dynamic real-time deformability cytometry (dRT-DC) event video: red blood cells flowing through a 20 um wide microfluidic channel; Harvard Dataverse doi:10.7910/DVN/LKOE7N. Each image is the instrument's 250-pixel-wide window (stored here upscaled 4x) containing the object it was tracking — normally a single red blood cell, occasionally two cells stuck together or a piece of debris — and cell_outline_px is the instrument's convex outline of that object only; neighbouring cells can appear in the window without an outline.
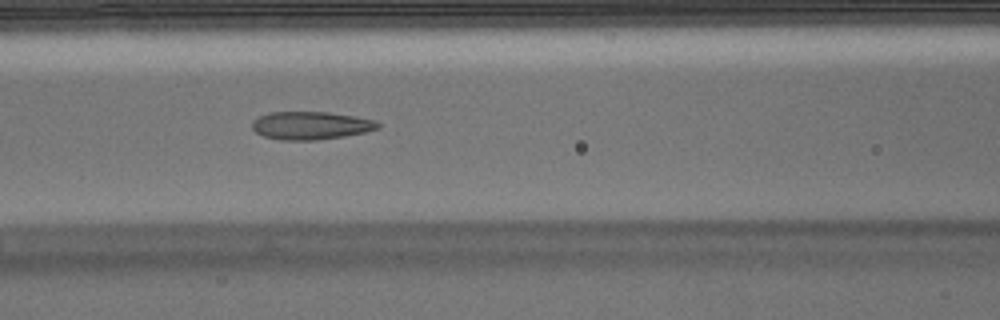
{"species": "Egyptian fruit bat (a non-hibernating species)", "species_latin": "Rousettus aegyptiacus", "temperature_condition": "warm", "stored_images_in_passage": 31, "camera_frame_rate_fps": 3000, "um_per_image_px": 0.085, "animal": {"sex": "male"}, "frame": {"image": 1, "passage_image": 10, "time_ms": 3.0, "image_size_px": [1000, 320], "cell_outline_px": [[380, 128], [364, 132], [344, 136], [316, 140], [280, 140], [264, 136], [256, 132], [252, 128], [252, 120], [268, 112], [328, 112], [356, 116], [376, 120], [380, 124]], "centroid_in_image_um": [26.42, 10.66], "position_along_channel_um": 140.2, "area_um2": 20.58}}
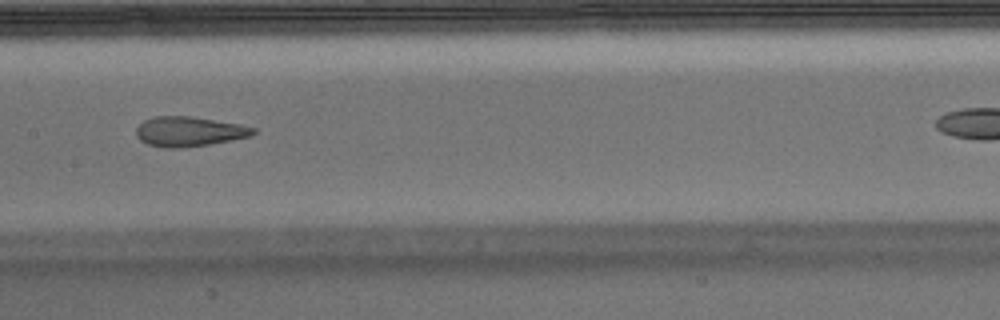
{"frame": {"image": 2, "passage_image": 14, "time_ms": 4.333, "image_size_px": [1000, 320], "cell_outline_px": [[256, 132], [248, 136], [232, 140], [208, 144], [180, 148], [164, 148], [148, 144], [140, 140], [136, 136], [136, 128], [144, 120], [156, 116], [188, 116], [240, 124], [256, 128]], "centroid_in_image_um": [16.05, 11.18], "position_along_channel_um": 191.4, "area_um2": 20.17}}